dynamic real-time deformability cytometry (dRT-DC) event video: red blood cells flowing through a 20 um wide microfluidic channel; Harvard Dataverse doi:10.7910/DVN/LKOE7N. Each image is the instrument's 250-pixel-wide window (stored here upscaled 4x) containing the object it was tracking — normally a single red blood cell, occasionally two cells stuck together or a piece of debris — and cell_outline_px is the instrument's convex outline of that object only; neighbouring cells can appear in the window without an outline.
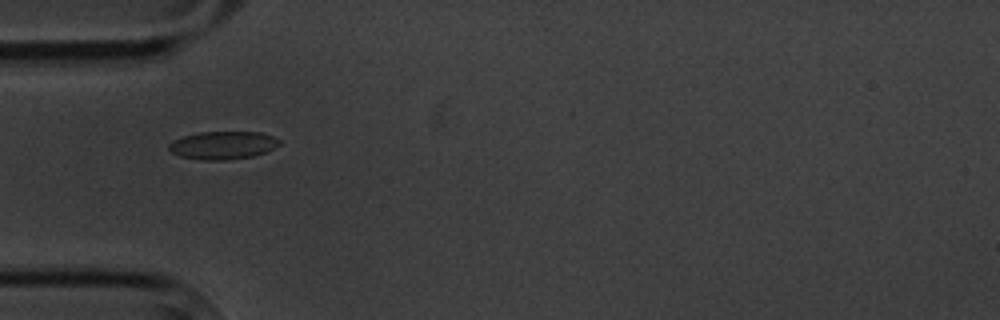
{"species": "common noctule bat (a hibernating species)", "species_latin": "Nyctalus noctula", "temperature_condition": "cold", "stored_images_in_passage": 5, "camera_frame_rate_fps": 3000, "um_per_image_px": 0.085, "animal": {"sex": "male", "body_mass_g": 20.1, "forearm_length_mm": 53.5}, "frame": {"image": 1, "passage_image": 5, "time_ms": 5.0, "image_size_px": [1000, 320], "cell_outline_px": [[280, 144], [264, 152], [252, 156], [228, 160], [204, 160], [180, 156], [172, 152], [168, 148], [168, 144], [172, 140], [184, 136], [200, 132], [260, 132], [272, 136], [280, 140]], "centroid_in_image_um": [18.92, 12.34], "position_along_channel_um": 66.1, "area_um2": 17.86}}